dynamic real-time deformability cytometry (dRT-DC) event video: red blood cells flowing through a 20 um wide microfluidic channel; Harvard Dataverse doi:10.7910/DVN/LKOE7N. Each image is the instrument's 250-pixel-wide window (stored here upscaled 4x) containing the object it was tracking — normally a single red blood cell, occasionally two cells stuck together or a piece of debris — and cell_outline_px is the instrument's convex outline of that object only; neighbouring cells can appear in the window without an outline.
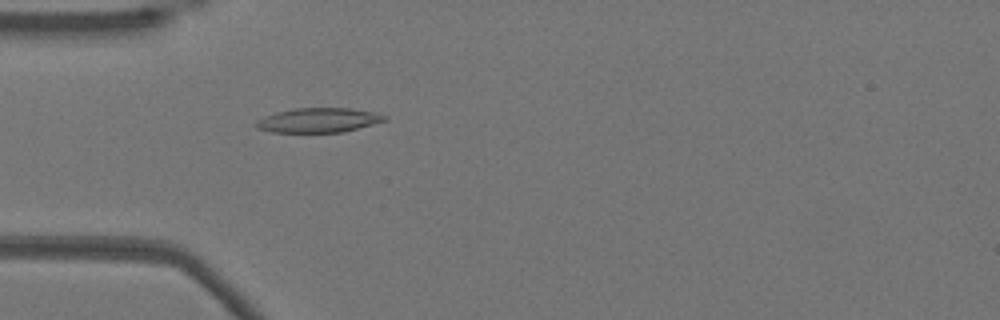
{"species": "Egyptian fruit bat (a non-hibernating species)", "species_latin": "Rousettus aegyptiacus", "temperature_condition": "warm", "stored_images_in_passage": 49, "camera_frame_rate_fps": 3000, "um_per_image_px": 0.085, "animal": {"sex": "female"}, "frame": {"image": 1, "passage_image": 12, "time_ms": 3.667, "image_size_px": [1000, 320], "cell_outline_px": [[388, 120], [344, 132], [272, 132], [256, 128], [252, 124], [256, 120], [264, 116], [276, 112], [292, 108], [352, 108], [372, 112], [388, 116]], "centroid_in_image_um": [27.04, 10.21], "position_along_channel_um": 58.0, "area_um2": 18.55}}
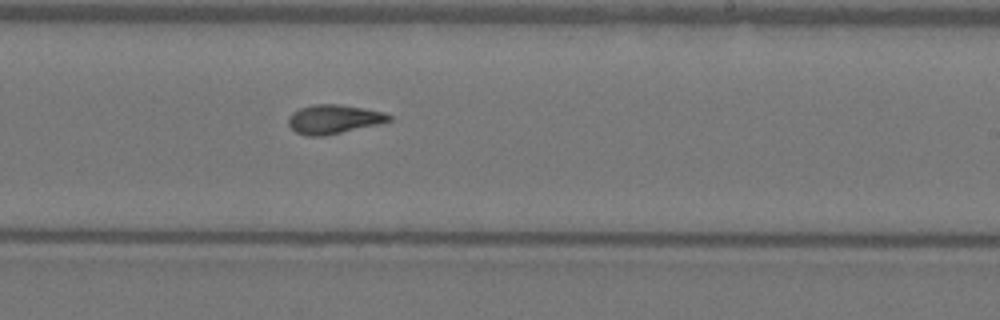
{"frame": {"image": 2, "passage_image": 28, "time_ms": 9.0, "image_size_px": [1000, 320], "cell_outline_px": [[392, 120], [380, 124], [324, 136], [308, 136], [296, 132], [288, 124], [288, 116], [292, 112], [300, 108], [312, 104], [340, 104], [364, 108], [384, 112], [392, 116]], "centroid_in_image_um": [28.37, 10.12], "position_along_channel_um": 260.6, "area_um2": 17.17}}
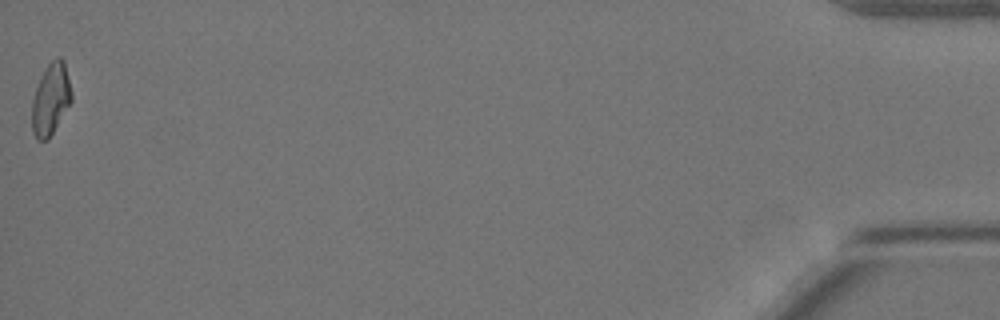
{"frame": {"image": 3, "passage_image": 49, "time_ms": 16.0, "image_size_px": [1000, 320], "cell_outline_px": [[72, 100], [48, 140], [36, 140], [32, 132], [32, 100], [36, 88], [48, 64], [56, 56], [60, 56], [64, 60], [72, 92]], "centroid_in_image_um": [4.32, 8.44], "position_along_channel_um": 430.9, "area_um2": 16.42}, "authors_computed_cell_mechanics": {"area_um2": 17.051, "velocity_mm_per_s": 3.8591, "shape_relaxation_time_tau1_ms": null, "shape_relaxation_time_tau2_ms": 2.8947, "deformation_change_tau1": null, "deformation_change_tau2": 0.0898}}